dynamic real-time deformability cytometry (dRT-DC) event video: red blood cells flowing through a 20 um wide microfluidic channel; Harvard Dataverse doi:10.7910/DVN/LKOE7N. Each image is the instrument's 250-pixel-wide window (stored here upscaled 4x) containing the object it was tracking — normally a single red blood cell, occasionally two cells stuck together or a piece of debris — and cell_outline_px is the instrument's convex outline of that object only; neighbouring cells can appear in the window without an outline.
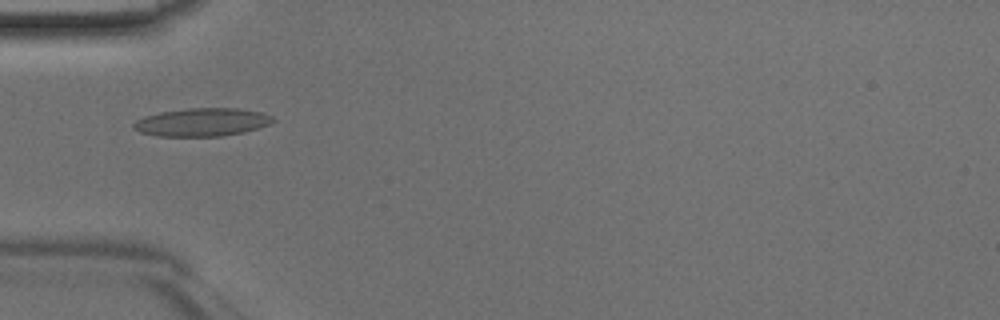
{"species": "Egyptian fruit bat (a non-hibernating species)", "species_latin": "Rousettus aegyptiacus", "temperature_condition": "room temperature", "stored_images_in_passage": 32, "camera_frame_rate_fps": 3000, "um_per_image_px": 0.085, "animal": {"sex": "male"}, "frame": {"image": 1, "passage_image": 1, "time_ms": 0.0, "image_size_px": [1000, 320], "cell_outline_px": [[276, 120], [268, 124], [244, 132], [220, 136], [156, 136], [140, 132], [132, 128], [132, 124], [136, 120], [144, 116], [160, 112], [188, 108], [236, 108], [260, 112], [272, 116]], "centroid_in_image_um": [17.13, 10.38], "position_along_channel_um": 67.9, "area_um2": 22.77}}
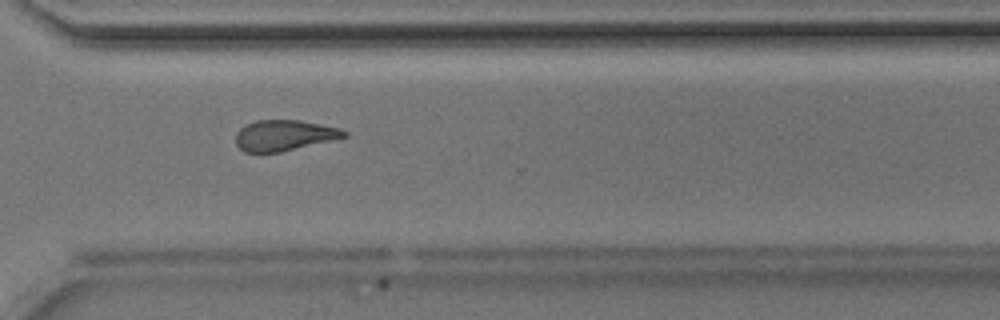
{"frame": {"image": 2, "passage_image": 20, "time_ms": 6.333, "image_size_px": [1000, 320], "cell_outline_px": [[348, 136], [332, 140], [280, 152], [244, 152], [236, 144], [236, 132], [244, 124], [256, 120], [300, 120], [340, 128], [348, 132]], "centroid_in_image_um": [24.14, 11.49], "position_along_channel_um": 346.5, "area_um2": 19.42}}
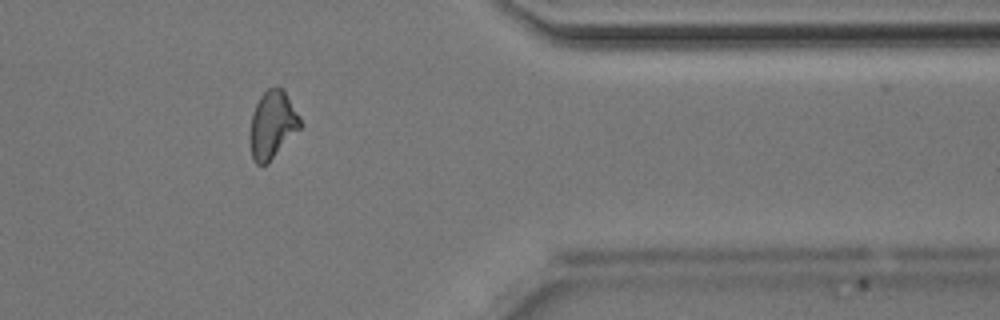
{"frame": {"image": 3, "passage_image": 24, "time_ms": 7.667, "image_size_px": [1000, 320], "cell_outline_px": [[300, 128], [268, 164], [256, 164], [252, 156], [248, 136], [252, 112], [260, 96], [268, 88], [276, 84], [284, 88], [300, 116]], "centroid_in_image_um": [23.14, 10.57], "position_along_channel_um": 388.3, "area_um2": 20.17}}